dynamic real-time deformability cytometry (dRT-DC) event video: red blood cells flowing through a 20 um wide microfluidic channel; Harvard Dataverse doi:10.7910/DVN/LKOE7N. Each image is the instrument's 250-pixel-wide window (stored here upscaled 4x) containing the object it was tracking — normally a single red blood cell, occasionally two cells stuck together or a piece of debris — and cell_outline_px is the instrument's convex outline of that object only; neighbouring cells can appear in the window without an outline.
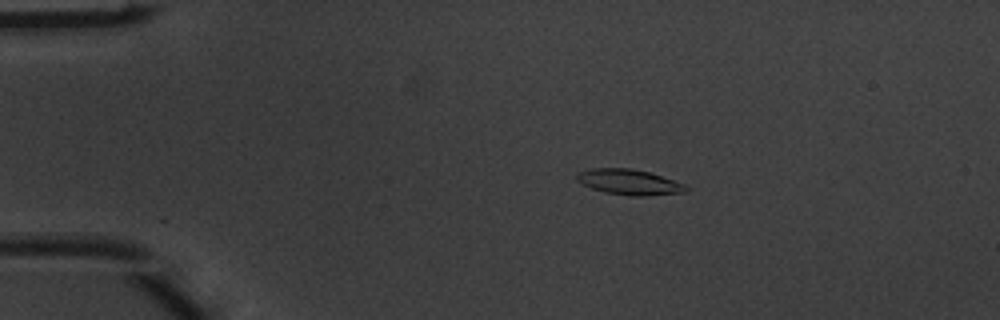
{"species": "common noctule bat (a hibernating species)", "species_latin": "Nyctalus noctula", "temperature_condition": "warm", "stored_images_in_passage": 5, "camera_frame_rate_fps": 3000, "um_per_image_px": 0.085, "animal": {"sex": "male", "body_mass_g": 20.1, "forearm_length_mm": 53.5}, "frame": {"image": 1, "passage_image": 2, "time_ms": 0.333, "image_size_px": [1000, 320], "cell_outline_px": [[688, 188], [684, 192], [644, 196], [632, 196], [604, 192], [592, 188], [576, 180], [576, 172], [588, 168], [632, 168], [648, 172], [684, 184]], "centroid_in_image_um": [53.41, 15.46], "position_along_channel_um": 31.6, "area_um2": 16.07}}
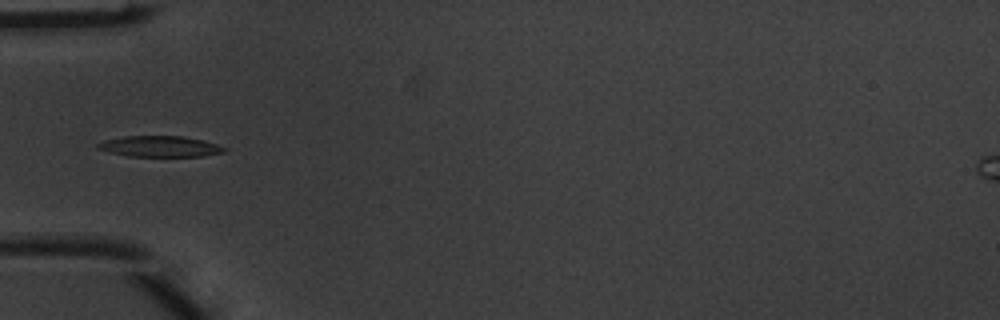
{"frame": {"image": 2, "passage_image": 4, "time_ms": 1.0, "image_size_px": [1000, 320], "cell_outline_px": [[228, 148], [224, 152], [204, 156], [128, 156], [108, 152], [96, 148], [96, 144], [104, 140], [124, 136], [180, 136], [200, 140], [216, 144]], "centroid_in_image_um": [13.55, 12.45], "position_along_channel_um": 71.4, "area_um2": 15.32}}